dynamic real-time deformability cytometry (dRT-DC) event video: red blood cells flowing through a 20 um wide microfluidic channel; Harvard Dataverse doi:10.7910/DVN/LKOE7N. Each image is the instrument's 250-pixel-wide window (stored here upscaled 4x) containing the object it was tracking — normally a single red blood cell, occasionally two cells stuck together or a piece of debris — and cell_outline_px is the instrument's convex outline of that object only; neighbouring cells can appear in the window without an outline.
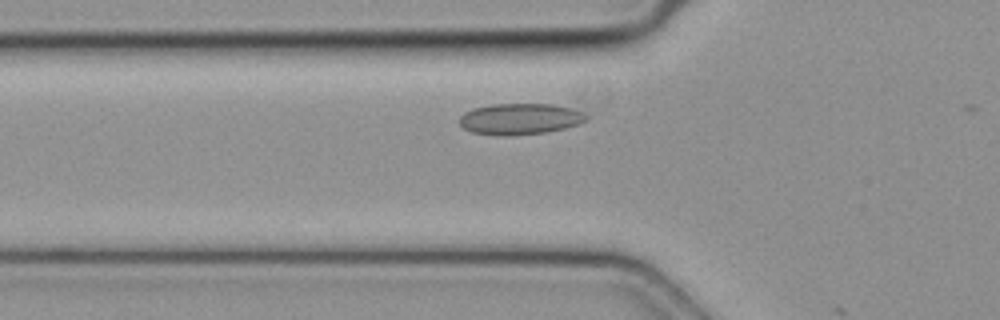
{"species": "common noctule bat (a hibernating species)", "species_latin": "Nyctalus noctula", "temperature_condition": "cold", "stored_images_in_passage": 5, "camera_frame_rate_fps": 3000, "um_per_image_px": 0.085, "animal": {"sex": "female", "body_mass_g": 19.3, "forearm_length_mm": 54.1}, "frame": {"image": 1, "passage_image": 4, "time_ms": 1.0, "image_size_px": [1000, 320], "cell_outline_px": [[588, 120], [580, 124], [564, 128], [544, 132], [504, 136], [472, 132], [464, 128], [460, 124], [460, 116], [464, 112], [472, 108], [492, 104], [552, 104], [572, 108], [588, 116]], "centroid_in_image_um": [44.19, 10.1], "position_along_channel_um": 81.6, "area_um2": 22.95}}